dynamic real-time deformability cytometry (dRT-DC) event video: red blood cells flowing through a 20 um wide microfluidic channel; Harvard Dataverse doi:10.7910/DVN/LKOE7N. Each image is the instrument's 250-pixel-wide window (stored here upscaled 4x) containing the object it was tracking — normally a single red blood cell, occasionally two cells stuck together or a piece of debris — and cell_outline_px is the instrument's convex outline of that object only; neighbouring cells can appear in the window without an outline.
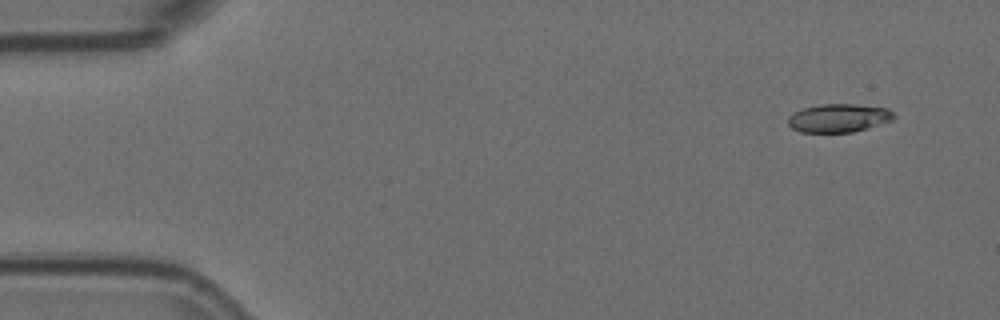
{"species": "Egyptian fruit bat (a non-hibernating species)", "species_latin": "Rousettus aegyptiacus", "temperature_condition": "room temperature", "stored_images_in_passage": 4, "camera_frame_rate_fps": 3000, "um_per_image_px": 0.085, "animal": {"sex": "female"}, "frame": {"image": 1, "passage_image": 1, "time_ms": 0.0, "image_size_px": [1000, 320], "cell_outline_px": [[896, 116], [892, 120], [868, 128], [852, 132], [800, 132], [792, 128], [788, 124], [788, 116], [792, 112], [804, 108], [820, 104], [856, 104], [888, 108]], "centroid_in_image_um": [71.28, 10.03], "position_along_channel_um": 13.7, "area_um2": 17.57}}